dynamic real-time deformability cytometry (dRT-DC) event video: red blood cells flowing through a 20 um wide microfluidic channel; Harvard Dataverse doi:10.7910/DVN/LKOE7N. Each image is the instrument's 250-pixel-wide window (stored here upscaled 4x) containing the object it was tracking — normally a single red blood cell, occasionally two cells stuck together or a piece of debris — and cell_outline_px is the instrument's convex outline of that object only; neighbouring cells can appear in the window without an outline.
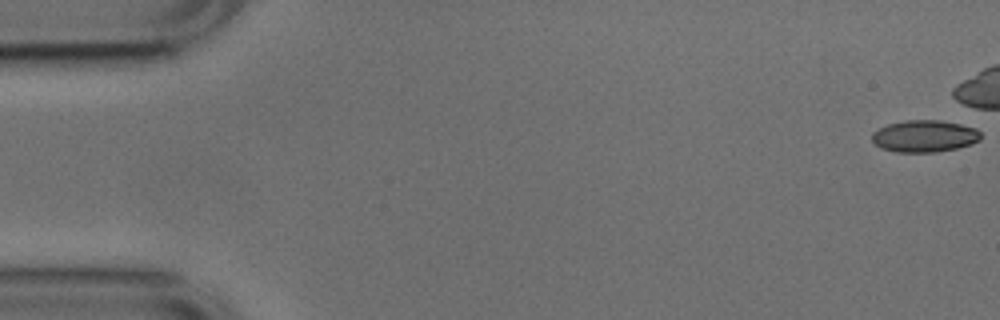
{"species": "common noctule bat (a hibernating species)", "species_latin": "Nyctalus noctula", "temperature_condition": "cold", "stored_images_in_passage": 42, "camera_frame_rate_fps": 3000, "um_per_image_px": 0.085, "animal": {"sex": "male", "body_mass_g": 17.9, "forearm_length_mm": 54.2}, "frame": {"image": 1, "passage_image": 1, "time_ms": 0.0, "image_size_px": [1000, 320], "cell_outline_px": [[980, 140], [972, 144], [956, 148], [936, 152], [896, 152], [880, 148], [872, 140], [872, 132], [888, 124], [908, 120], [940, 120], [960, 124], [976, 128], [980, 132]], "centroid_in_image_um": [78.58, 11.57], "position_along_channel_um": 6.4, "area_um2": 20.23}}